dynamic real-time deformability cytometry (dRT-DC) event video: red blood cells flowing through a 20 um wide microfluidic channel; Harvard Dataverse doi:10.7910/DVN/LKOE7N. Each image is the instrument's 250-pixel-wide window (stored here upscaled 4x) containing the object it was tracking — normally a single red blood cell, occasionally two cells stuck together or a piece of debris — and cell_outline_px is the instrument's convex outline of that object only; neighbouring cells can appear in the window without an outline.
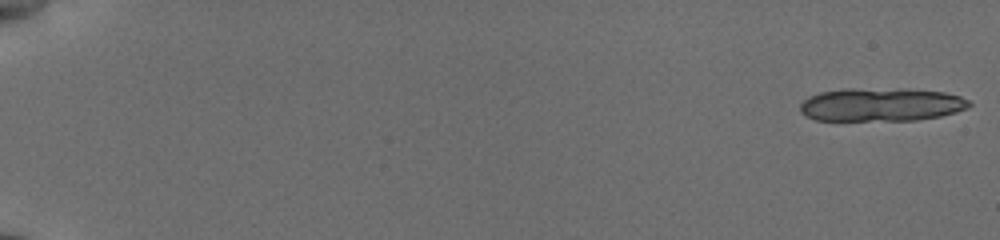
{"species": "common noctule bat (a hibernating species)", "species_latin": "Nyctalus noctula", "temperature_condition": "cold", "stored_images_in_passage": 18, "camera_frame_rate_fps": 3000, "um_per_image_px": 0.085, "animal": {"sex": "female", "body_mass_g": 19.5, "forearm_length_mm": 54.1}, "frame": {"image": 1, "passage_image": 1, "time_ms": 0.0, "image_size_px": [1000, 240], "cell_outline_px": [[972, 104], [968, 108], [956, 112], [940, 116], [916, 120], [816, 120], [804, 116], [800, 112], [800, 104], [808, 96], [820, 92], [844, 88], [852, 88], [944, 92], [960, 96], [968, 100]], "centroid_in_image_um": [74.84, 8.91], "position_along_channel_um": 10.2, "area_um2": 32.54}}